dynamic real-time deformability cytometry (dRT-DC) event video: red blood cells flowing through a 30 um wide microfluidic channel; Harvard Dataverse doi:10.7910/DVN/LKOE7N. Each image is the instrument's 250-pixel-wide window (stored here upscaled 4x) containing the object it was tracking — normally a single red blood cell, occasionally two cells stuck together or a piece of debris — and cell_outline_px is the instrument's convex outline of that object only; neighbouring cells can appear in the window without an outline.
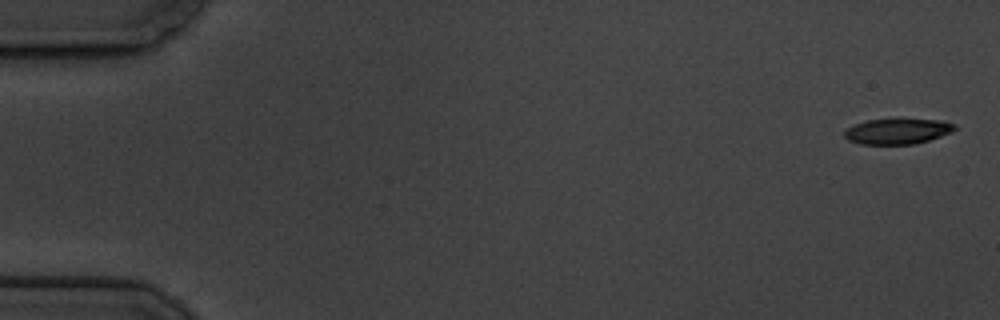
{"species": "common noctule bat (a hibernating species)", "species_latin": "Nyctalus noctula", "temperature_condition": "cold", "stored_images_in_passage": 7, "camera_frame_rate_fps": 3000, "um_per_image_px": 0.085, "animal": {"sex": "male", "body_mass_g": 19.5, "forearm_length_mm": 54.6}, "frame": {"image": 1, "passage_image": 1, "time_ms": 0.0, "image_size_px": [1000, 320], "cell_outline_px": [[956, 128], [952, 132], [928, 140], [912, 144], [860, 144], [848, 140], [844, 136], [844, 132], [848, 128], [856, 124], [868, 120], [900, 116], [940, 120], [956, 124]], "centroid_in_image_um": [76.31, 11.11], "position_along_channel_um": 8.7, "area_um2": 17.05}}
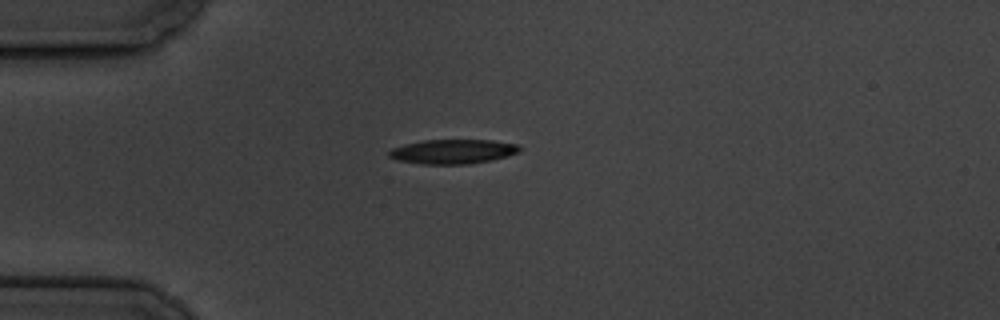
{"frame": {"image": 2, "passage_image": 5, "time_ms": 4.667, "image_size_px": [1000, 320], "cell_outline_px": [[520, 148], [516, 152], [508, 156], [492, 160], [468, 164], [420, 164], [396, 160], [388, 156], [388, 152], [392, 148], [404, 144], [424, 140], [492, 140], [520, 144]], "centroid_in_image_um": [38.47, 12.88], "position_along_channel_um": 46.5, "area_um2": 18.67}}
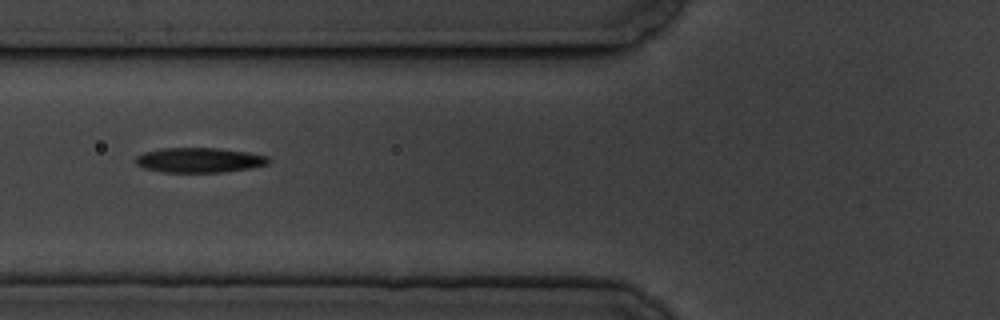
{"frame": {"image": 3, "passage_image": 7, "time_ms": 7.0, "image_size_px": [1000, 320], "cell_outline_px": [[268, 164], [252, 168], [224, 172], [164, 172], [144, 168], [136, 164], [136, 156], [144, 152], [164, 148], [216, 148], [248, 152], [268, 156]], "centroid_in_image_um": [16.95, 13.61], "position_along_channel_um": 108.9, "area_um2": 19.19}}